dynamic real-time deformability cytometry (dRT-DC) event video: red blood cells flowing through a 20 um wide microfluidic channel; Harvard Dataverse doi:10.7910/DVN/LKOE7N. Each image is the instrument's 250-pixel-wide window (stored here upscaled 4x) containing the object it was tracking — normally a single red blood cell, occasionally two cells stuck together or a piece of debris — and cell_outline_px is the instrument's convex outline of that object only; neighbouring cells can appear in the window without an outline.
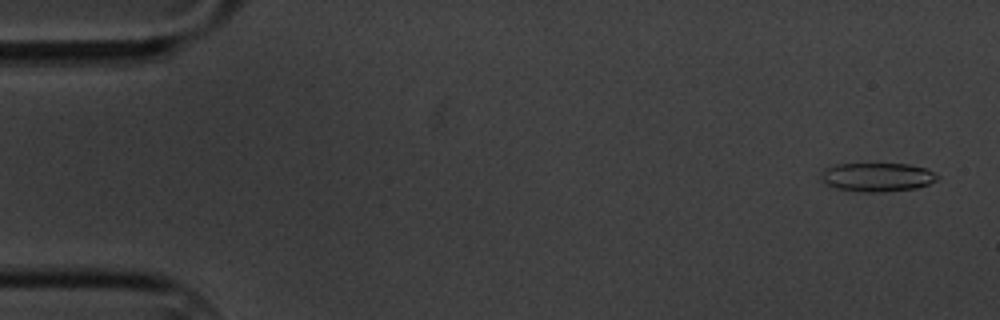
{"species": "common noctule bat (a hibernating species)", "species_latin": "Nyctalus noctula", "temperature_condition": "cold", "stored_images_in_passage": 60, "camera_frame_rate_fps": 3000, "um_per_image_px": 0.085, "animal": {"sex": "male", "body_mass_g": 20.1, "forearm_length_mm": 53.5}, "frame": {"image": 1, "passage_image": 3, "time_ms": 0.667, "image_size_px": [1000, 320], "cell_outline_px": [[940, 176], [936, 180], [928, 184], [916, 188], [884, 192], [864, 192], [836, 188], [820, 180], [820, 172], [824, 168], [836, 164], [908, 164], [928, 168]], "centroid_in_image_um": [74.56, 15.05], "position_along_channel_um": 10.4, "area_um2": 19.65}}
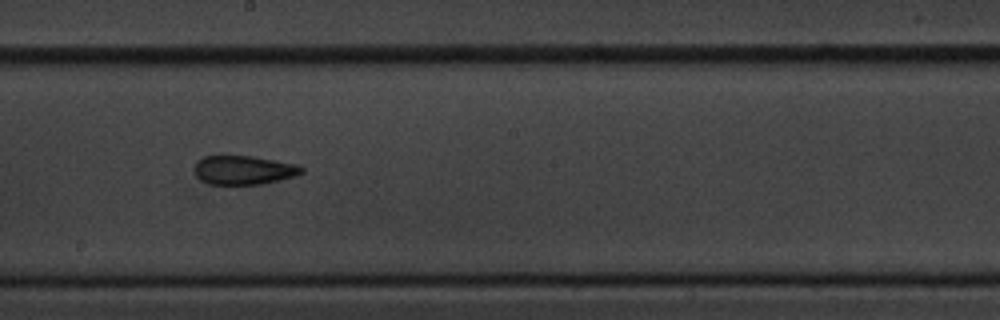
{"frame": {"image": 2, "passage_image": 33, "time_ms": 10.667, "image_size_px": [1000, 320], "cell_outline_px": [[304, 172], [296, 176], [264, 184], [208, 184], [200, 180], [196, 176], [196, 164], [204, 156], [220, 152], [252, 156], [300, 164], [304, 168]], "centroid_in_image_um": [20.73, 14.41], "position_along_channel_um": 227.5, "area_um2": 18.84}}
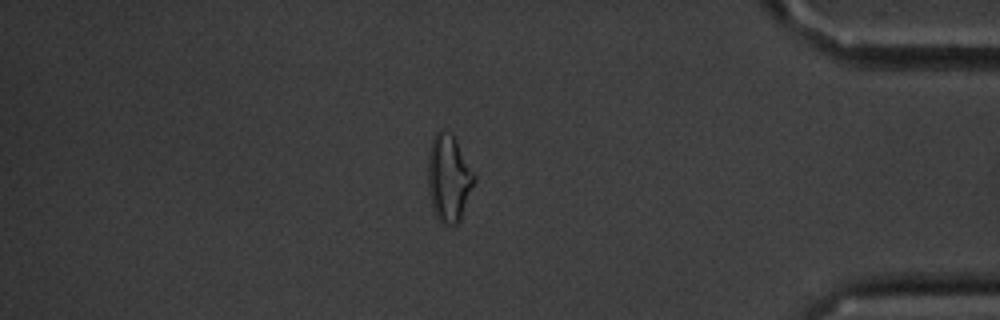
{"frame": {"image": 3, "passage_image": 51, "time_ms": 16.667, "image_size_px": [1000, 320], "cell_outline_px": [[476, 176], [460, 220], [456, 224], [444, 224], [436, 216], [432, 204], [428, 188], [428, 156], [432, 136], [440, 128], [444, 128], [452, 132]], "centroid_in_image_um": [38.13, 15.06], "position_along_channel_um": 397.1, "area_um2": 23.41}, "authors_computed_cell_mechanics": {"area_um2": 19.5364, "velocity_mm_per_s": 3.3704, "shape_relaxation_time_tau1_ms": null, "shape_relaxation_time_tau2_ms": 2.865, "deformation_change_tau1": null, "deformation_change_tau2": 0.106}}